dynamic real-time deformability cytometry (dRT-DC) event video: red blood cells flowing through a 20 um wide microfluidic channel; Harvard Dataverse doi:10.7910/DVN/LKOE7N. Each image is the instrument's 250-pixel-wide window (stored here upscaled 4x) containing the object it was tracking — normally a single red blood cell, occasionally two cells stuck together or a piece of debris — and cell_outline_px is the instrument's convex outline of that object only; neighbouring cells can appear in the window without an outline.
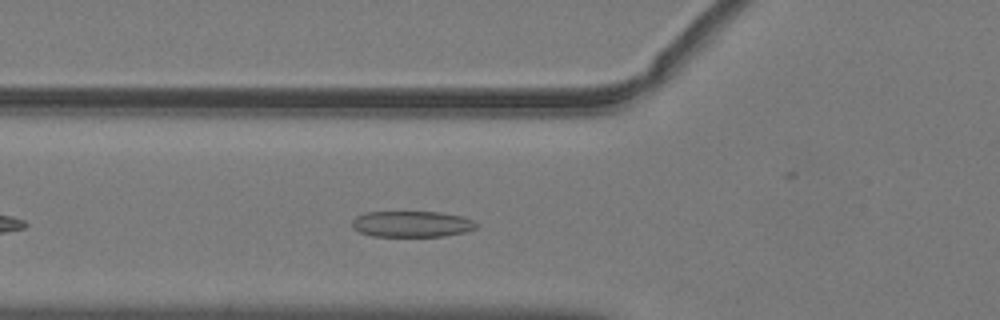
{"species": "common noctule bat (a hibernating species)", "species_latin": "Nyctalus noctula", "temperature_condition": "warm", "stored_images_in_passage": 38, "camera_frame_rate_fps": 3000, "um_per_image_px": 0.085, "animal": {"sex": "male", "body_mass_g": 19.2, "forearm_length_mm": 51.8}, "frame": {"image": 1, "passage_image": 7, "time_ms": 2.0, "image_size_px": [1000, 320], "cell_outline_px": [[476, 228], [464, 232], [444, 236], [372, 236], [360, 232], [352, 228], [352, 220], [356, 216], [368, 212], [440, 212], [464, 216], [476, 220]], "centroid_in_image_um": [35.02, 19.04], "position_along_channel_um": 90.8, "area_um2": 18.96}}
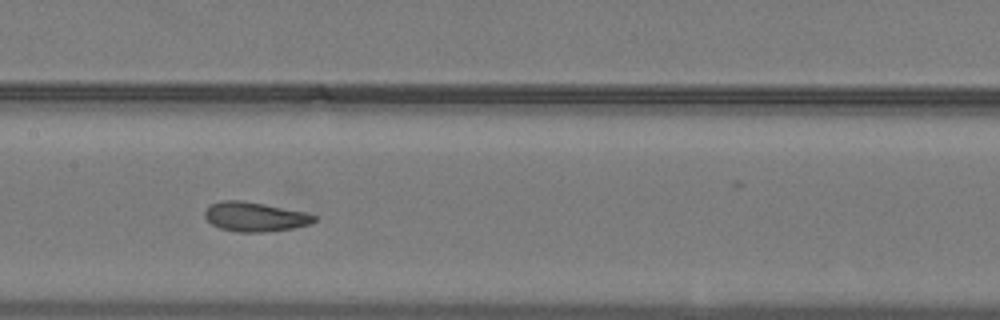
{"frame": {"image": 2, "passage_image": 14, "time_ms": 4.333, "image_size_px": [1000, 320], "cell_outline_px": [[316, 220], [308, 224], [292, 228], [268, 232], [240, 232], [220, 228], [212, 224], [204, 216], [204, 212], [212, 204], [220, 200], [240, 200], [264, 204], [304, 212], [316, 216]], "centroid_in_image_um": [21.65, 18.43], "position_along_channel_um": 185.8, "area_um2": 18.5}}
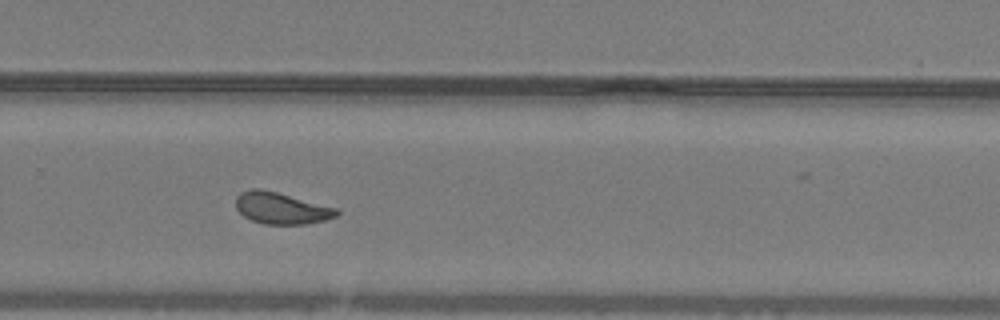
{"frame": {"image": 3, "passage_image": 23, "time_ms": 7.333, "image_size_px": [1000, 320], "cell_outline_px": [[340, 212], [336, 216], [324, 220], [308, 224], [264, 224], [252, 220], [244, 216], [236, 208], [236, 196], [240, 192], [248, 188], [260, 188], [276, 192], [336, 208]], "centroid_in_image_um": [23.87, 17.69], "position_along_channel_um": 305.9, "area_um2": 18.44}, "authors_computed_cell_mechanics": {"area_um2": 18.5249, "velocity_mm_per_s": 4.0309, "shape_relaxation_time_tau1_ms": 6.0133, "shape_relaxation_time_tau2_ms": 1.221, "deformation_change_tau1": 0.167, "deformation_change_tau2": 0.0815}}